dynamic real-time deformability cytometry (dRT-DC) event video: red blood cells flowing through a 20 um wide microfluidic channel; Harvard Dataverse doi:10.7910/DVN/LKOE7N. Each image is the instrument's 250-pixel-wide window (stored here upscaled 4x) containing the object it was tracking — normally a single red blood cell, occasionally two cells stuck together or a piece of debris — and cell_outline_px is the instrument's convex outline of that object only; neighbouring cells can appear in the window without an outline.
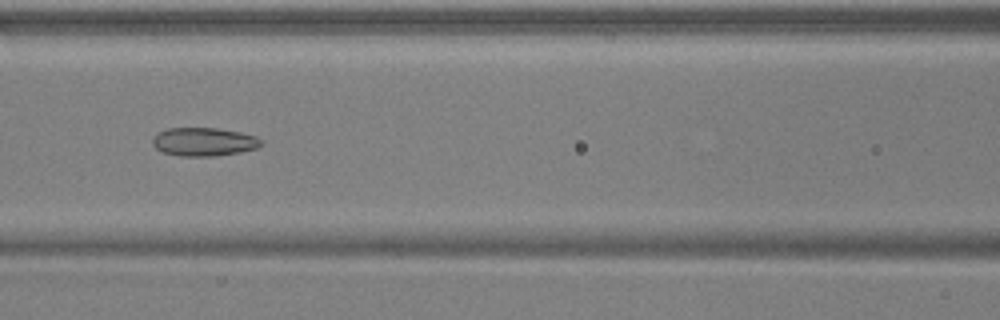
{"species": "common noctule bat (a hibernating species)", "species_latin": "Nyctalus noctula", "temperature_condition": "warm", "stored_images_in_passage": 7, "camera_frame_rate_fps": 3000, "um_per_image_px": 0.085, "animal": {"sex": "male", "body_mass_g": 17.9, "forearm_length_mm": 54.2}, "frame": {"image": 1, "passage_image": 5, "time_ms": 1.333, "image_size_px": [1000, 320], "cell_outline_px": [[264, 144], [256, 148], [240, 152], [216, 156], [180, 156], [164, 152], [156, 148], [152, 144], [152, 140], [160, 132], [168, 128], [216, 128], [240, 132], [256, 136], [264, 140]], "centroid_in_image_um": [17.38, 12.05], "position_along_channel_um": 149.2, "area_um2": 17.98}}
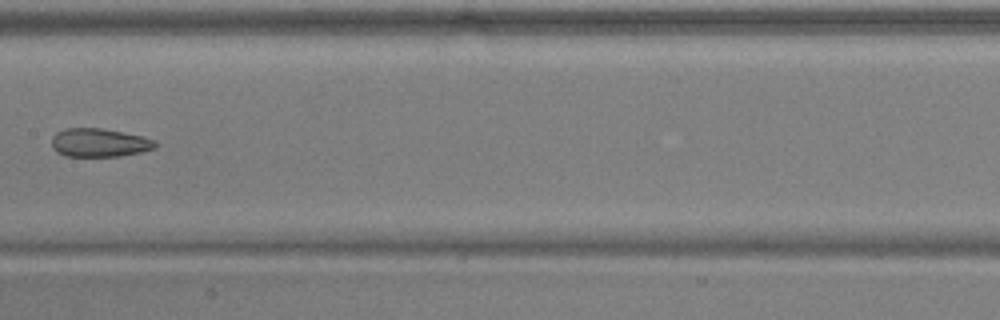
{"frame": {"image": 2, "passage_image": 6, "time_ms": 1.667, "image_size_px": [1000, 320], "cell_outline_px": [[156, 148], [140, 152], [120, 156], [64, 156], [56, 152], [52, 148], [52, 136], [56, 132], [64, 128], [100, 128], [144, 136], [152, 140], [156, 144]], "centroid_in_image_um": [8.4, 12.13], "position_along_channel_um": 199.0, "area_um2": 17.22}}
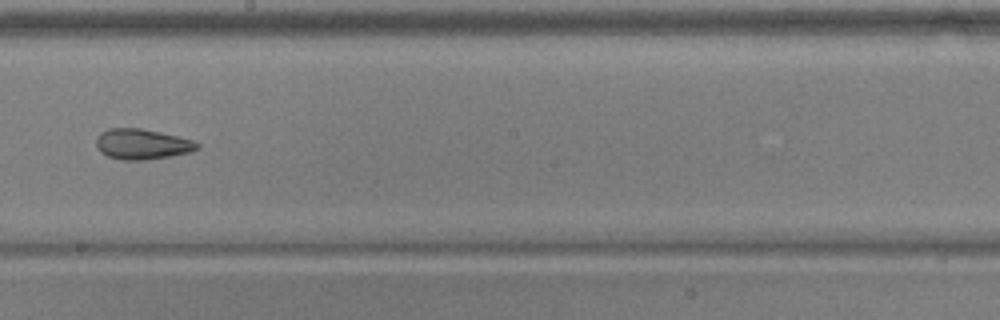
{"frame": {"image": 3, "passage_image": 7, "time_ms": 2.0, "image_size_px": [1000, 320], "cell_outline_px": [[200, 148], [192, 152], [172, 156], [144, 160], [124, 160], [108, 156], [100, 152], [96, 148], [96, 136], [100, 132], [108, 128], [140, 128], [160, 132], [192, 140], [200, 144]], "centroid_in_image_um": [12.06, 12.25], "position_along_channel_um": 236.1, "area_um2": 18.09}}